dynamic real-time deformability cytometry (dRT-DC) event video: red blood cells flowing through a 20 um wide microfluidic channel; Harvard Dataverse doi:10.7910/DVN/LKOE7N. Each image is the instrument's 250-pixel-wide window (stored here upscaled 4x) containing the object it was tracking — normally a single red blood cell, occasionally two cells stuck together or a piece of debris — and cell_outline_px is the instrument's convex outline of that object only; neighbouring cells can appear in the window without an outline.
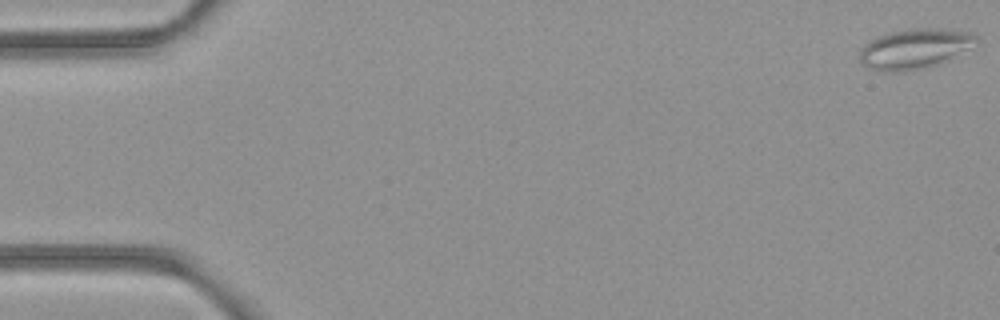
{"species": "common noctule bat (a hibernating species)", "species_latin": "Nyctalus noctula", "temperature_condition": "room temperature", "stored_images_in_passage": 53, "camera_frame_rate_fps": 3000, "um_per_image_px": 0.085, "animal": {"sex": "female", "body_mass_g": 21.9}, "frame": {"image": 1, "passage_image": 1, "time_ms": 0.0, "image_size_px": [1000, 320], "cell_outline_px": [[976, 40], [940, 64], [924, 68], [904, 72], [880, 72], [868, 68], [860, 64], [860, 48], [868, 40], [892, 32], [916, 28], [928, 28], [968, 32], [976, 36]], "centroid_in_image_um": [77.59, 4.18], "position_along_channel_um": 7.4, "area_um2": 26.59}}
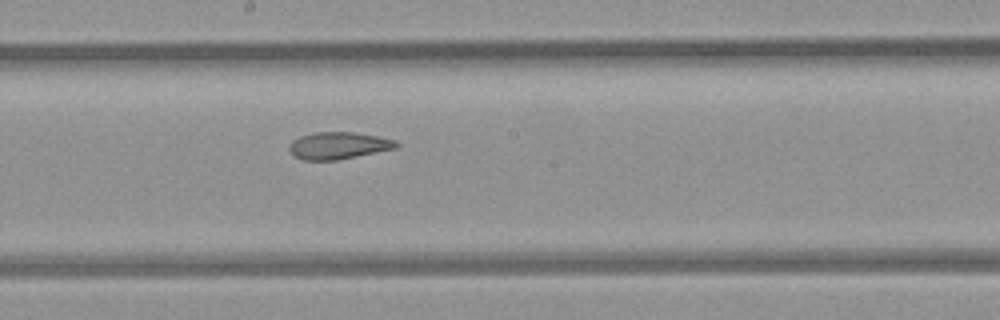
{"frame": {"image": 2, "passage_image": 29, "time_ms": 9.333, "image_size_px": [1000, 320], "cell_outline_px": [[400, 144], [396, 148], [336, 160], [304, 160], [292, 156], [288, 148], [292, 140], [300, 136], [316, 132], [352, 132], [376, 136], [396, 140]], "centroid_in_image_um": [28.73, 12.37], "position_along_channel_um": 219.5, "area_um2": 16.82}}
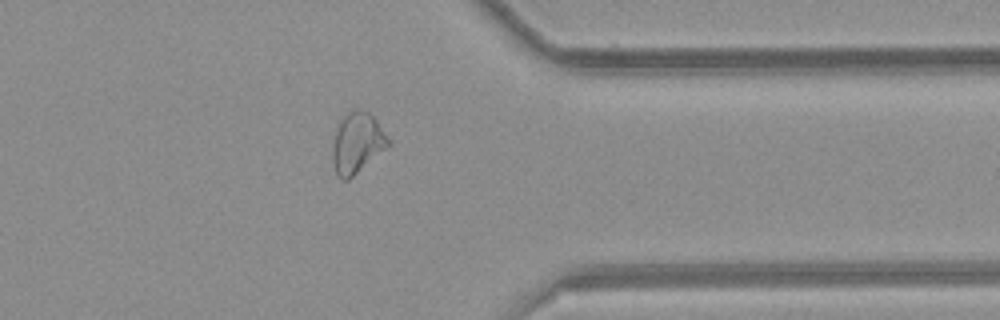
{"frame": {"image": 3, "passage_image": 42, "time_ms": 13.667, "image_size_px": [1000, 320], "cell_outline_px": [[388, 144], [384, 148], [348, 180], [340, 180], [336, 176], [332, 160], [332, 144], [336, 128], [344, 112], [356, 108], [360, 108], [368, 112], [376, 120], [388, 136]], "centroid_in_image_um": [30.28, 12.11], "position_along_channel_um": 381.1, "area_um2": 19.59}, "authors_computed_cell_mechanics": {"area_um2": 21.6172, "velocity_mm_per_s": 3.9711, "shape_relaxation_time_tau1_ms": null, "shape_relaxation_time_tau2_ms": 3.2351, "deformation_change_tau1": null, "deformation_change_tau2": 0.107}}